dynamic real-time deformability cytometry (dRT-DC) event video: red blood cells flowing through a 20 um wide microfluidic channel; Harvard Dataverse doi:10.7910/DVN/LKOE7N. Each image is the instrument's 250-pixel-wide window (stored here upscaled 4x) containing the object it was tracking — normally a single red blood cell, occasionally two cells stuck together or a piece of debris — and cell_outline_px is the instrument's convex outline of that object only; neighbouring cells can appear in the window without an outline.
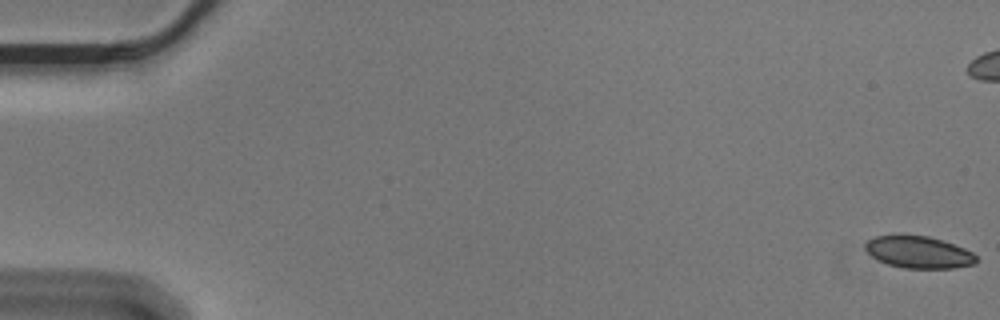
{"species": "Egyptian fruit bat (a non-hibernating species)", "species_latin": "Rousettus aegyptiacus", "temperature_condition": "cold", "stored_images_in_passage": 18, "camera_frame_rate_fps": 3000, "um_per_image_px": 0.085, "animal": {"sex": "male"}, "frame": {"image": 1, "passage_image": 1, "time_ms": 0.0, "image_size_px": [1000, 320], "cell_outline_px": [[980, 260], [976, 264], [952, 268], [904, 268], [888, 264], [872, 256], [864, 248], [864, 244], [868, 240], [876, 236], [904, 232], [928, 236], [964, 248], [972, 252]], "centroid_in_image_um": [78.07, 21.4], "position_along_channel_um": 6.9, "area_um2": 21.15}}